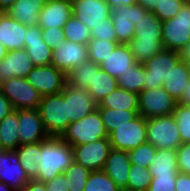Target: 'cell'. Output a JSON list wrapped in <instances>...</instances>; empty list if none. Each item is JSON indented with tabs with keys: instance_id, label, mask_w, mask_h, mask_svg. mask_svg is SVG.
Returning a JSON list of instances; mask_svg holds the SVG:
<instances>
[{
	"instance_id": "1",
	"label": "cell",
	"mask_w": 190,
	"mask_h": 191,
	"mask_svg": "<svg viewBox=\"0 0 190 191\" xmlns=\"http://www.w3.org/2000/svg\"><path fill=\"white\" fill-rule=\"evenodd\" d=\"M127 44L135 62L144 64L165 49L162 42V21L148 11L135 25L134 37Z\"/></svg>"
},
{
	"instance_id": "2",
	"label": "cell",
	"mask_w": 190,
	"mask_h": 191,
	"mask_svg": "<svg viewBox=\"0 0 190 191\" xmlns=\"http://www.w3.org/2000/svg\"><path fill=\"white\" fill-rule=\"evenodd\" d=\"M41 163L36 180L47 182L63 173L74 161L72 147L61 137L50 136L41 142Z\"/></svg>"
},
{
	"instance_id": "3",
	"label": "cell",
	"mask_w": 190,
	"mask_h": 191,
	"mask_svg": "<svg viewBox=\"0 0 190 191\" xmlns=\"http://www.w3.org/2000/svg\"><path fill=\"white\" fill-rule=\"evenodd\" d=\"M61 138L70 146H79L108 138L99 110L95 109L84 118L70 123Z\"/></svg>"
},
{
	"instance_id": "4",
	"label": "cell",
	"mask_w": 190,
	"mask_h": 191,
	"mask_svg": "<svg viewBox=\"0 0 190 191\" xmlns=\"http://www.w3.org/2000/svg\"><path fill=\"white\" fill-rule=\"evenodd\" d=\"M38 110L49 136L61 137L70 124L67 101H64L63 91L42 97Z\"/></svg>"
},
{
	"instance_id": "5",
	"label": "cell",
	"mask_w": 190,
	"mask_h": 191,
	"mask_svg": "<svg viewBox=\"0 0 190 191\" xmlns=\"http://www.w3.org/2000/svg\"><path fill=\"white\" fill-rule=\"evenodd\" d=\"M146 137L147 142L157 149L176 150L182 144L179 127L173 114L148 119Z\"/></svg>"
},
{
	"instance_id": "6",
	"label": "cell",
	"mask_w": 190,
	"mask_h": 191,
	"mask_svg": "<svg viewBox=\"0 0 190 191\" xmlns=\"http://www.w3.org/2000/svg\"><path fill=\"white\" fill-rule=\"evenodd\" d=\"M190 41V3L177 15L162 21V42L165 49L180 51Z\"/></svg>"
},
{
	"instance_id": "7",
	"label": "cell",
	"mask_w": 190,
	"mask_h": 191,
	"mask_svg": "<svg viewBox=\"0 0 190 191\" xmlns=\"http://www.w3.org/2000/svg\"><path fill=\"white\" fill-rule=\"evenodd\" d=\"M181 61L178 51L164 49L144 63V89L163 87V81Z\"/></svg>"
},
{
	"instance_id": "8",
	"label": "cell",
	"mask_w": 190,
	"mask_h": 191,
	"mask_svg": "<svg viewBox=\"0 0 190 191\" xmlns=\"http://www.w3.org/2000/svg\"><path fill=\"white\" fill-rule=\"evenodd\" d=\"M1 93L11 102L14 110L38 109L41 94L26 78L13 77L1 84Z\"/></svg>"
},
{
	"instance_id": "9",
	"label": "cell",
	"mask_w": 190,
	"mask_h": 191,
	"mask_svg": "<svg viewBox=\"0 0 190 191\" xmlns=\"http://www.w3.org/2000/svg\"><path fill=\"white\" fill-rule=\"evenodd\" d=\"M139 115L145 119L171 115L178 101L163 88L144 89L138 94Z\"/></svg>"
},
{
	"instance_id": "10",
	"label": "cell",
	"mask_w": 190,
	"mask_h": 191,
	"mask_svg": "<svg viewBox=\"0 0 190 191\" xmlns=\"http://www.w3.org/2000/svg\"><path fill=\"white\" fill-rule=\"evenodd\" d=\"M146 131L147 119L138 115L132 121L117 127L108 135L111 148L129 152L147 142Z\"/></svg>"
},
{
	"instance_id": "11",
	"label": "cell",
	"mask_w": 190,
	"mask_h": 191,
	"mask_svg": "<svg viewBox=\"0 0 190 191\" xmlns=\"http://www.w3.org/2000/svg\"><path fill=\"white\" fill-rule=\"evenodd\" d=\"M148 12L142 5H120L111 10V19L118 44H127L133 37L135 25Z\"/></svg>"
},
{
	"instance_id": "12",
	"label": "cell",
	"mask_w": 190,
	"mask_h": 191,
	"mask_svg": "<svg viewBox=\"0 0 190 191\" xmlns=\"http://www.w3.org/2000/svg\"><path fill=\"white\" fill-rule=\"evenodd\" d=\"M26 80L42 97L62 92L67 83L66 74L53 65L34 66Z\"/></svg>"
},
{
	"instance_id": "13",
	"label": "cell",
	"mask_w": 190,
	"mask_h": 191,
	"mask_svg": "<svg viewBox=\"0 0 190 191\" xmlns=\"http://www.w3.org/2000/svg\"><path fill=\"white\" fill-rule=\"evenodd\" d=\"M71 147L74 161L90 171L102 170L111 150L109 138Z\"/></svg>"
},
{
	"instance_id": "14",
	"label": "cell",
	"mask_w": 190,
	"mask_h": 191,
	"mask_svg": "<svg viewBox=\"0 0 190 191\" xmlns=\"http://www.w3.org/2000/svg\"><path fill=\"white\" fill-rule=\"evenodd\" d=\"M18 122L20 145L42 142L50 137L38 109H19Z\"/></svg>"
},
{
	"instance_id": "15",
	"label": "cell",
	"mask_w": 190,
	"mask_h": 191,
	"mask_svg": "<svg viewBox=\"0 0 190 191\" xmlns=\"http://www.w3.org/2000/svg\"><path fill=\"white\" fill-rule=\"evenodd\" d=\"M52 63L66 75L75 67L89 61L87 45L65 40L62 46L55 47L52 52Z\"/></svg>"
},
{
	"instance_id": "16",
	"label": "cell",
	"mask_w": 190,
	"mask_h": 191,
	"mask_svg": "<svg viewBox=\"0 0 190 191\" xmlns=\"http://www.w3.org/2000/svg\"><path fill=\"white\" fill-rule=\"evenodd\" d=\"M63 98L64 101H67L70 123L84 118L97 109V104L87 90L76 88L68 83L64 86Z\"/></svg>"
},
{
	"instance_id": "17",
	"label": "cell",
	"mask_w": 190,
	"mask_h": 191,
	"mask_svg": "<svg viewBox=\"0 0 190 191\" xmlns=\"http://www.w3.org/2000/svg\"><path fill=\"white\" fill-rule=\"evenodd\" d=\"M73 15L90 29L111 17V7L105 0H72Z\"/></svg>"
},
{
	"instance_id": "18",
	"label": "cell",
	"mask_w": 190,
	"mask_h": 191,
	"mask_svg": "<svg viewBox=\"0 0 190 191\" xmlns=\"http://www.w3.org/2000/svg\"><path fill=\"white\" fill-rule=\"evenodd\" d=\"M34 68L26 49H15L7 52L6 57L0 60V83L13 77L26 78Z\"/></svg>"
},
{
	"instance_id": "19",
	"label": "cell",
	"mask_w": 190,
	"mask_h": 191,
	"mask_svg": "<svg viewBox=\"0 0 190 191\" xmlns=\"http://www.w3.org/2000/svg\"><path fill=\"white\" fill-rule=\"evenodd\" d=\"M72 15V1L47 0L43 9L39 12L38 26L41 29H53V27L63 29Z\"/></svg>"
},
{
	"instance_id": "20",
	"label": "cell",
	"mask_w": 190,
	"mask_h": 191,
	"mask_svg": "<svg viewBox=\"0 0 190 191\" xmlns=\"http://www.w3.org/2000/svg\"><path fill=\"white\" fill-rule=\"evenodd\" d=\"M24 49L34 66H49L52 63L53 50L43 41L42 29L38 25L27 26Z\"/></svg>"
},
{
	"instance_id": "21",
	"label": "cell",
	"mask_w": 190,
	"mask_h": 191,
	"mask_svg": "<svg viewBox=\"0 0 190 191\" xmlns=\"http://www.w3.org/2000/svg\"><path fill=\"white\" fill-rule=\"evenodd\" d=\"M0 162L2 166L0 182L7 184L16 191H22L30 179L21 166L17 153L14 150H5Z\"/></svg>"
},
{
	"instance_id": "22",
	"label": "cell",
	"mask_w": 190,
	"mask_h": 191,
	"mask_svg": "<svg viewBox=\"0 0 190 191\" xmlns=\"http://www.w3.org/2000/svg\"><path fill=\"white\" fill-rule=\"evenodd\" d=\"M130 167L129 153L111 148L102 170L120 189L124 190L128 184Z\"/></svg>"
},
{
	"instance_id": "23",
	"label": "cell",
	"mask_w": 190,
	"mask_h": 191,
	"mask_svg": "<svg viewBox=\"0 0 190 191\" xmlns=\"http://www.w3.org/2000/svg\"><path fill=\"white\" fill-rule=\"evenodd\" d=\"M27 26L20 24L6 12H0V42L10 50L23 49Z\"/></svg>"
},
{
	"instance_id": "24",
	"label": "cell",
	"mask_w": 190,
	"mask_h": 191,
	"mask_svg": "<svg viewBox=\"0 0 190 191\" xmlns=\"http://www.w3.org/2000/svg\"><path fill=\"white\" fill-rule=\"evenodd\" d=\"M134 55L128 44H117L105 60L100 64V69L112 77H119L135 64Z\"/></svg>"
},
{
	"instance_id": "25",
	"label": "cell",
	"mask_w": 190,
	"mask_h": 191,
	"mask_svg": "<svg viewBox=\"0 0 190 191\" xmlns=\"http://www.w3.org/2000/svg\"><path fill=\"white\" fill-rule=\"evenodd\" d=\"M46 2L47 0H16L6 13L20 24L38 25L39 12Z\"/></svg>"
},
{
	"instance_id": "26",
	"label": "cell",
	"mask_w": 190,
	"mask_h": 191,
	"mask_svg": "<svg viewBox=\"0 0 190 191\" xmlns=\"http://www.w3.org/2000/svg\"><path fill=\"white\" fill-rule=\"evenodd\" d=\"M151 175L176 176L179 172L177 166V153L173 149H157L149 166Z\"/></svg>"
},
{
	"instance_id": "27",
	"label": "cell",
	"mask_w": 190,
	"mask_h": 191,
	"mask_svg": "<svg viewBox=\"0 0 190 191\" xmlns=\"http://www.w3.org/2000/svg\"><path fill=\"white\" fill-rule=\"evenodd\" d=\"M14 151L28 178L36 179L41 163V142L22 144Z\"/></svg>"
},
{
	"instance_id": "28",
	"label": "cell",
	"mask_w": 190,
	"mask_h": 191,
	"mask_svg": "<svg viewBox=\"0 0 190 191\" xmlns=\"http://www.w3.org/2000/svg\"><path fill=\"white\" fill-rule=\"evenodd\" d=\"M97 107H104L116 110L138 111V94L126 91L118 87L112 93L103 98Z\"/></svg>"
},
{
	"instance_id": "29",
	"label": "cell",
	"mask_w": 190,
	"mask_h": 191,
	"mask_svg": "<svg viewBox=\"0 0 190 191\" xmlns=\"http://www.w3.org/2000/svg\"><path fill=\"white\" fill-rule=\"evenodd\" d=\"M18 110H13L0 122V146L4 150H16L20 146L18 137Z\"/></svg>"
},
{
	"instance_id": "30",
	"label": "cell",
	"mask_w": 190,
	"mask_h": 191,
	"mask_svg": "<svg viewBox=\"0 0 190 191\" xmlns=\"http://www.w3.org/2000/svg\"><path fill=\"white\" fill-rule=\"evenodd\" d=\"M189 82L188 72L185 62L180 61L175 67H172L171 72L163 81V89H165L170 96L179 101L187 88Z\"/></svg>"
},
{
	"instance_id": "31",
	"label": "cell",
	"mask_w": 190,
	"mask_h": 191,
	"mask_svg": "<svg viewBox=\"0 0 190 191\" xmlns=\"http://www.w3.org/2000/svg\"><path fill=\"white\" fill-rule=\"evenodd\" d=\"M119 87L117 78L110 76L103 70H94L92 85L87 89L92 100L99 104L107 95Z\"/></svg>"
},
{
	"instance_id": "32",
	"label": "cell",
	"mask_w": 190,
	"mask_h": 191,
	"mask_svg": "<svg viewBox=\"0 0 190 191\" xmlns=\"http://www.w3.org/2000/svg\"><path fill=\"white\" fill-rule=\"evenodd\" d=\"M94 70H101L100 65L91 61L84 62L67 73V83L87 90L92 85Z\"/></svg>"
},
{
	"instance_id": "33",
	"label": "cell",
	"mask_w": 190,
	"mask_h": 191,
	"mask_svg": "<svg viewBox=\"0 0 190 191\" xmlns=\"http://www.w3.org/2000/svg\"><path fill=\"white\" fill-rule=\"evenodd\" d=\"M99 110L105 130L109 135L117 127L129 123L139 115L138 111L116 110L104 107H97Z\"/></svg>"
},
{
	"instance_id": "34",
	"label": "cell",
	"mask_w": 190,
	"mask_h": 191,
	"mask_svg": "<svg viewBox=\"0 0 190 191\" xmlns=\"http://www.w3.org/2000/svg\"><path fill=\"white\" fill-rule=\"evenodd\" d=\"M144 64L135 63L131 69L117 77L118 85L126 91L139 94L144 90Z\"/></svg>"
},
{
	"instance_id": "35",
	"label": "cell",
	"mask_w": 190,
	"mask_h": 191,
	"mask_svg": "<svg viewBox=\"0 0 190 191\" xmlns=\"http://www.w3.org/2000/svg\"><path fill=\"white\" fill-rule=\"evenodd\" d=\"M63 33L66 40L74 43L87 45L91 40V29L79 21L75 15H72L65 23L63 26Z\"/></svg>"
},
{
	"instance_id": "36",
	"label": "cell",
	"mask_w": 190,
	"mask_h": 191,
	"mask_svg": "<svg viewBox=\"0 0 190 191\" xmlns=\"http://www.w3.org/2000/svg\"><path fill=\"white\" fill-rule=\"evenodd\" d=\"M153 176L149 168L131 164L125 191H147Z\"/></svg>"
},
{
	"instance_id": "37",
	"label": "cell",
	"mask_w": 190,
	"mask_h": 191,
	"mask_svg": "<svg viewBox=\"0 0 190 191\" xmlns=\"http://www.w3.org/2000/svg\"><path fill=\"white\" fill-rule=\"evenodd\" d=\"M69 191H84L91 171L81 164L73 161L64 172Z\"/></svg>"
},
{
	"instance_id": "38",
	"label": "cell",
	"mask_w": 190,
	"mask_h": 191,
	"mask_svg": "<svg viewBox=\"0 0 190 191\" xmlns=\"http://www.w3.org/2000/svg\"><path fill=\"white\" fill-rule=\"evenodd\" d=\"M84 191H122L113 180L103 171H91Z\"/></svg>"
},
{
	"instance_id": "39",
	"label": "cell",
	"mask_w": 190,
	"mask_h": 191,
	"mask_svg": "<svg viewBox=\"0 0 190 191\" xmlns=\"http://www.w3.org/2000/svg\"><path fill=\"white\" fill-rule=\"evenodd\" d=\"M115 41H105L102 39H91L88 44L89 61L101 64L105 58L111 54L112 50L117 46Z\"/></svg>"
},
{
	"instance_id": "40",
	"label": "cell",
	"mask_w": 190,
	"mask_h": 191,
	"mask_svg": "<svg viewBox=\"0 0 190 191\" xmlns=\"http://www.w3.org/2000/svg\"><path fill=\"white\" fill-rule=\"evenodd\" d=\"M173 115L179 127L182 143L190 142V106L178 103Z\"/></svg>"
},
{
	"instance_id": "41",
	"label": "cell",
	"mask_w": 190,
	"mask_h": 191,
	"mask_svg": "<svg viewBox=\"0 0 190 191\" xmlns=\"http://www.w3.org/2000/svg\"><path fill=\"white\" fill-rule=\"evenodd\" d=\"M156 150L157 148L155 146L149 142H145L128 152L130 163L149 168Z\"/></svg>"
},
{
	"instance_id": "42",
	"label": "cell",
	"mask_w": 190,
	"mask_h": 191,
	"mask_svg": "<svg viewBox=\"0 0 190 191\" xmlns=\"http://www.w3.org/2000/svg\"><path fill=\"white\" fill-rule=\"evenodd\" d=\"M185 2L183 0H159V4L153 13L161 20L165 21L177 15Z\"/></svg>"
},
{
	"instance_id": "43",
	"label": "cell",
	"mask_w": 190,
	"mask_h": 191,
	"mask_svg": "<svg viewBox=\"0 0 190 191\" xmlns=\"http://www.w3.org/2000/svg\"><path fill=\"white\" fill-rule=\"evenodd\" d=\"M91 39L117 42L116 32L111 17L104 19L91 29Z\"/></svg>"
},
{
	"instance_id": "44",
	"label": "cell",
	"mask_w": 190,
	"mask_h": 191,
	"mask_svg": "<svg viewBox=\"0 0 190 191\" xmlns=\"http://www.w3.org/2000/svg\"><path fill=\"white\" fill-rule=\"evenodd\" d=\"M43 41L54 50L55 47L62 46L66 40L63 33V29L59 27H53L50 29H42Z\"/></svg>"
},
{
	"instance_id": "45",
	"label": "cell",
	"mask_w": 190,
	"mask_h": 191,
	"mask_svg": "<svg viewBox=\"0 0 190 191\" xmlns=\"http://www.w3.org/2000/svg\"><path fill=\"white\" fill-rule=\"evenodd\" d=\"M176 153L179 172L190 175V142L182 143Z\"/></svg>"
},
{
	"instance_id": "46",
	"label": "cell",
	"mask_w": 190,
	"mask_h": 191,
	"mask_svg": "<svg viewBox=\"0 0 190 191\" xmlns=\"http://www.w3.org/2000/svg\"><path fill=\"white\" fill-rule=\"evenodd\" d=\"M176 176H154L147 191H175Z\"/></svg>"
},
{
	"instance_id": "47",
	"label": "cell",
	"mask_w": 190,
	"mask_h": 191,
	"mask_svg": "<svg viewBox=\"0 0 190 191\" xmlns=\"http://www.w3.org/2000/svg\"><path fill=\"white\" fill-rule=\"evenodd\" d=\"M44 184L46 191H69L64 173L53 177L51 180L44 182Z\"/></svg>"
},
{
	"instance_id": "48",
	"label": "cell",
	"mask_w": 190,
	"mask_h": 191,
	"mask_svg": "<svg viewBox=\"0 0 190 191\" xmlns=\"http://www.w3.org/2000/svg\"><path fill=\"white\" fill-rule=\"evenodd\" d=\"M175 191H190V175L178 172L175 179Z\"/></svg>"
},
{
	"instance_id": "49",
	"label": "cell",
	"mask_w": 190,
	"mask_h": 191,
	"mask_svg": "<svg viewBox=\"0 0 190 191\" xmlns=\"http://www.w3.org/2000/svg\"><path fill=\"white\" fill-rule=\"evenodd\" d=\"M13 110L11 102L0 92V122Z\"/></svg>"
},
{
	"instance_id": "50",
	"label": "cell",
	"mask_w": 190,
	"mask_h": 191,
	"mask_svg": "<svg viewBox=\"0 0 190 191\" xmlns=\"http://www.w3.org/2000/svg\"><path fill=\"white\" fill-rule=\"evenodd\" d=\"M22 191H46V186L44 182L36 179H30Z\"/></svg>"
},
{
	"instance_id": "51",
	"label": "cell",
	"mask_w": 190,
	"mask_h": 191,
	"mask_svg": "<svg viewBox=\"0 0 190 191\" xmlns=\"http://www.w3.org/2000/svg\"><path fill=\"white\" fill-rule=\"evenodd\" d=\"M105 1L109 4L111 9L118 7L120 5L131 6L139 4V0H105Z\"/></svg>"
},
{
	"instance_id": "52",
	"label": "cell",
	"mask_w": 190,
	"mask_h": 191,
	"mask_svg": "<svg viewBox=\"0 0 190 191\" xmlns=\"http://www.w3.org/2000/svg\"><path fill=\"white\" fill-rule=\"evenodd\" d=\"M139 4L146 10L153 12L157 7V4H159V0H139Z\"/></svg>"
},
{
	"instance_id": "53",
	"label": "cell",
	"mask_w": 190,
	"mask_h": 191,
	"mask_svg": "<svg viewBox=\"0 0 190 191\" xmlns=\"http://www.w3.org/2000/svg\"><path fill=\"white\" fill-rule=\"evenodd\" d=\"M181 61L186 62L190 60V41L185 44V46L178 51Z\"/></svg>"
},
{
	"instance_id": "54",
	"label": "cell",
	"mask_w": 190,
	"mask_h": 191,
	"mask_svg": "<svg viewBox=\"0 0 190 191\" xmlns=\"http://www.w3.org/2000/svg\"><path fill=\"white\" fill-rule=\"evenodd\" d=\"M178 103L190 106V81L187 84V88L185 89L181 99Z\"/></svg>"
},
{
	"instance_id": "55",
	"label": "cell",
	"mask_w": 190,
	"mask_h": 191,
	"mask_svg": "<svg viewBox=\"0 0 190 191\" xmlns=\"http://www.w3.org/2000/svg\"><path fill=\"white\" fill-rule=\"evenodd\" d=\"M16 0H0V12H7Z\"/></svg>"
},
{
	"instance_id": "56",
	"label": "cell",
	"mask_w": 190,
	"mask_h": 191,
	"mask_svg": "<svg viewBox=\"0 0 190 191\" xmlns=\"http://www.w3.org/2000/svg\"><path fill=\"white\" fill-rule=\"evenodd\" d=\"M8 50L5 46L0 42V60H3L6 57Z\"/></svg>"
},
{
	"instance_id": "57",
	"label": "cell",
	"mask_w": 190,
	"mask_h": 191,
	"mask_svg": "<svg viewBox=\"0 0 190 191\" xmlns=\"http://www.w3.org/2000/svg\"><path fill=\"white\" fill-rule=\"evenodd\" d=\"M0 191H16V190L8 186L7 184L0 182Z\"/></svg>"
},
{
	"instance_id": "58",
	"label": "cell",
	"mask_w": 190,
	"mask_h": 191,
	"mask_svg": "<svg viewBox=\"0 0 190 191\" xmlns=\"http://www.w3.org/2000/svg\"><path fill=\"white\" fill-rule=\"evenodd\" d=\"M187 72H188V79L190 81V60L185 62Z\"/></svg>"
},
{
	"instance_id": "59",
	"label": "cell",
	"mask_w": 190,
	"mask_h": 191,
	"mask_svg": "<svg viewBox=\"0 0 190 191\" xmlns=\"http://www.w3.org/2000/svg\"><path fill=\"white\" fill-rule=\"evenodd\" d=\"M5 150L3 148L0 147V160H1V157H2V153L4 152ZM2 171V166H1V162H0V172Z\"/></svg>"
},
{
	"instance_id": "60",
	"label": "cell",
	"mask_w": 190,
	"mask_h": 191,
	"mask_svg": "<svg viewBox=\"0 0 190 191\" xmlns=\"http://www.w3.org/2000/svg\"><path fill=\"white\" fill-rule=\"evenodd\" d=\"M185 3H190V0H183Z\"/></svg>"
}]
</instances>
